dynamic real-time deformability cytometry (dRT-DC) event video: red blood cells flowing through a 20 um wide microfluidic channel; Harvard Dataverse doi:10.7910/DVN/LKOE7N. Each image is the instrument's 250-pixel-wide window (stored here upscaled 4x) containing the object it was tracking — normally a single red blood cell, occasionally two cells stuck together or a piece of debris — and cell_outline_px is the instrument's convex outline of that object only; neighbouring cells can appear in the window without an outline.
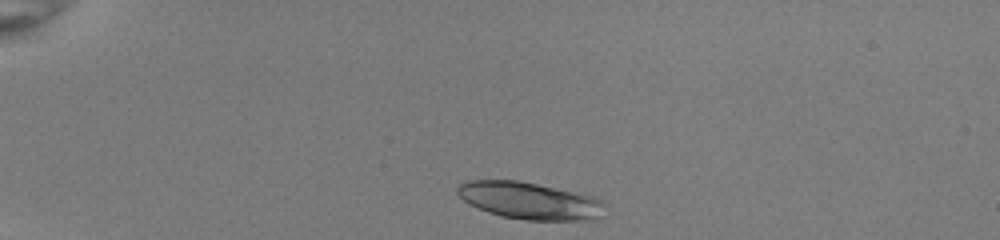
{"species": "common noctule bat (a hibernating species)", "species_latin": "Nyctalus noctula", "temperature_condition": "room temperature", "stored_images_in_passage": 40, "camera_frame_rate_fps": 3000, "um_per_image_px": 0.085, "animal": {"sex": "female", "body_mass_g": 22.0, "forearm_length_mm": 56.7}, "frame": {"image": 1, "passage_image": 2, "time_ms": 0.333, "image_size_px": [1000, 240], "cell_outline_px": [[608, 204], [600, 216], [592, 220], [528, 220], [504, 216], [480, 208], [464, 200], [456, 192], [456, 188], [460, 184], [468, 180], [520, 180], [580, 192], [592, 196]], "centroid_in_image_um": [45.09, 17.04], "position_along_channel_um": 39.9, "area_um2": 31.85}}